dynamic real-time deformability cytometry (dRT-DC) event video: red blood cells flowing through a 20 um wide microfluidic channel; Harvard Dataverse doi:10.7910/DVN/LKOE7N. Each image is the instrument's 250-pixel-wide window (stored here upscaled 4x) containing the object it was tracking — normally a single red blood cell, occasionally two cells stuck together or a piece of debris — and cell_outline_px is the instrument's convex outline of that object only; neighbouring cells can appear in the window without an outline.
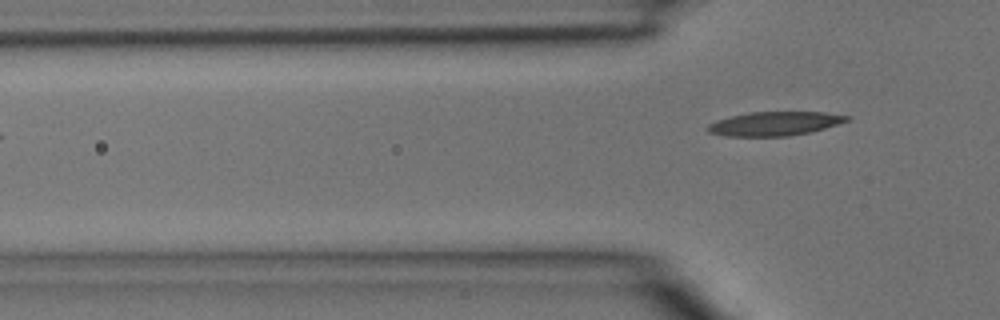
{"species": "common noctule bat (a hibernating species)", "species_latin": "Nyctalus noctula", "temperature_condition": "room temperature", "stored_images_in_passage": 4, "camera_frame_rate_fps": 3000, "um_per_image_px": 0.085, "animal": {"sex": "male", "body_mass_g": 15.6}, "frame": {"image": 1, "passage_image": 4, "time_ms": 1.0, "image_size_px": [1000, 320], "cell_outline_px": [[852, 116], [848, 120], [812, 132], [788, 136], [724, 136], [708, 132], [708, 124], [716, 120], [748, 112], [824, 112]], "centroid_in_image_um": [65.84, 10.51], "position_along_channel_um": 60.0, "area_um2": 19.36}}